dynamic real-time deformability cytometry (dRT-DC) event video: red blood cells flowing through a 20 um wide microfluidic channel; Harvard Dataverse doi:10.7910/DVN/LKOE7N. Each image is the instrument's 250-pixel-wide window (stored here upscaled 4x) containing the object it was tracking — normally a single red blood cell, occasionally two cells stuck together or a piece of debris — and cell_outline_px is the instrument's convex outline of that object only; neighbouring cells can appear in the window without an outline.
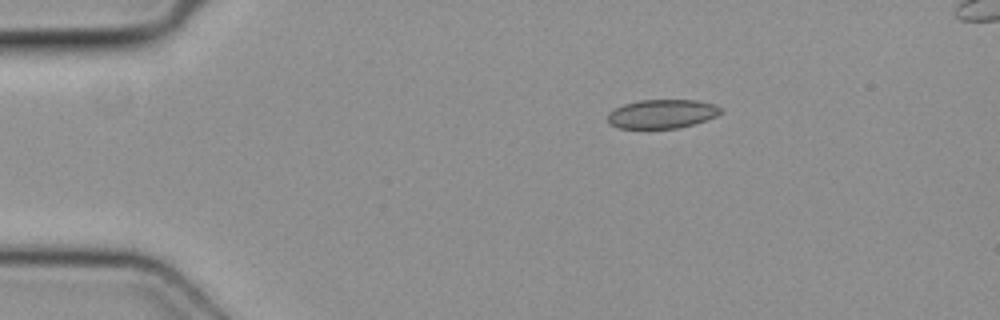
{"species": "common noctule bat (a hibernating species)", "species_latin": "Nyctalus noctula", "temperature_condition": "cold", "stored_images_in_passage": 4, "camera_frame_rate_fps": 3000, "um_per_image_px": 0.085, "animal": {"sex": "female", "body_mass_g": 19.3, "forearm_length_mm": 54.1}, "frame": {"image": 1, "passage_image": 4, "time_ms": 1.0, "image_size_px": [1000, 320], "cell_outline_px": [[720, 112], [716, 116], [680, 128], [620, 128], [608, 124], [608, 112], [624, 104], [640, 100], [696, 100], [716, 104], [720, 108]], "centroid_in_image_um": [56.24, 9.68], "position_along_channel_um": 28.8, "area_um2": 18.9}}